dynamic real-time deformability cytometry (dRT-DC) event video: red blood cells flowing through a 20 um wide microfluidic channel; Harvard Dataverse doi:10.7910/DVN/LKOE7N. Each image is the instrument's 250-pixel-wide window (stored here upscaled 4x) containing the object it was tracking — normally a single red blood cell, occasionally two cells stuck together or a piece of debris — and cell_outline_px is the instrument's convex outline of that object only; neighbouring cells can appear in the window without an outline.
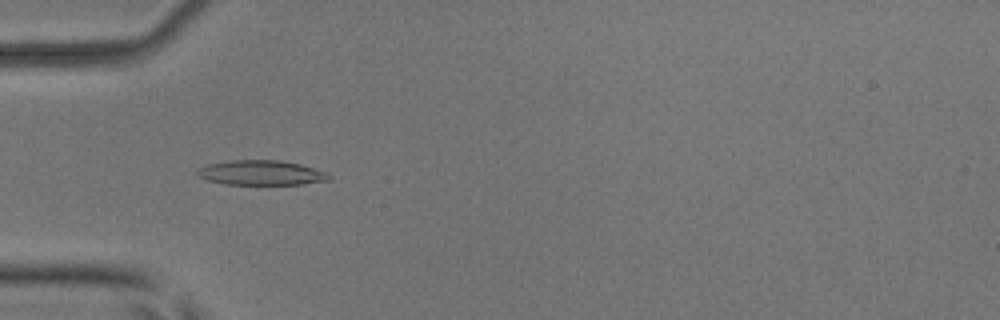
{"species": "common noctule bat (a hibernating species)", "species_latin": "Nyctalus noctula", "temperature_condition": "room temperature", "stored_images_in_passage": 6, "camera_frame_rate_fps": 3000, "um_per_image_px": 0.085, "animal": {"sex": "male", "body_mass_g": 17.9, "forearm_length_mm": 54.2}, "frame": {"image": 1, "passage_image": 5, "time_ms": 4.667, "image_size_px": [1000, 320], "cell_outline_px": [[332, 176], [328, 180], [304, 184], [224, 184], [208, 180], [200, 176], [196, 172], [196, 168], [208, 164], [228, 160], [280, 160], [300, 164], [328, 172]], "centroid_in_image_um": [22.21, 14.68], "position_along_channel_um": 62.8, "area_um2": 19.07}}
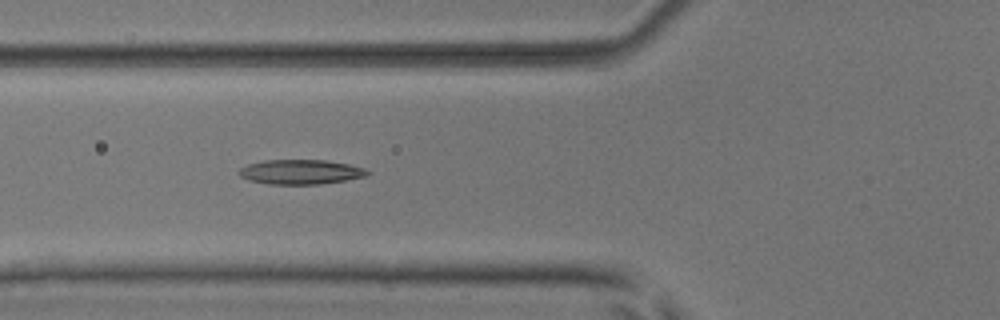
{"frame": {"image": 2, "passage_image": 6, "time_ms": 5.667, "image_size_px": [1000, 320], "cell_outline_px": [[372, 172], [364, 176], [344, 180], [320, 184], [268, 184], [248, 180], [240, 176], [236, 172], [240, 168], [248, 164], [264, 160], [324, 160], [348, 164], [364, 168]], "centroid_in_image_um": [25.5, 14.61], "position_along_channel_um": 100.3, "area_um2": 18.38}}